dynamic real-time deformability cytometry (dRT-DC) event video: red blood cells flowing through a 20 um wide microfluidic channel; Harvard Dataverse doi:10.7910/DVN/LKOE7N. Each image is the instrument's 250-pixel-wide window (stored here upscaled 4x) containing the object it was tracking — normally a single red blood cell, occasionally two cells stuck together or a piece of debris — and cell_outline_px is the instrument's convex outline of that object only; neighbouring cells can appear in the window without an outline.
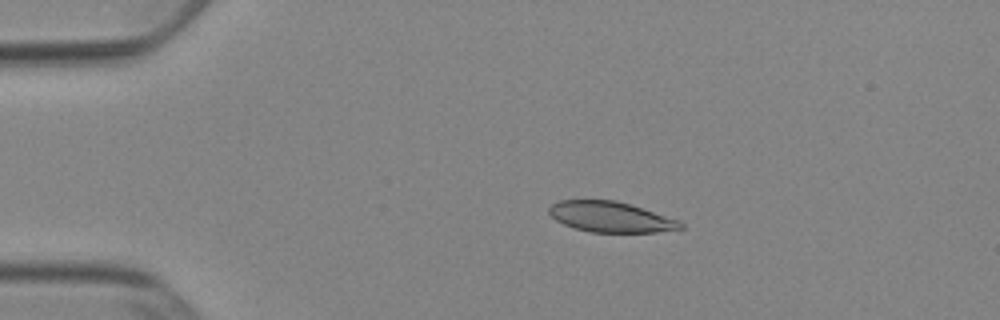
{"species": "Egyptian fruit bat (a non-hibernating species)", "species_latin": "Rousettus aegyptiacus", "temperature_condition": "cold", "stored_images_in_passage": 53, "camera_frame_rate_fps": 3000, "um_per_image_px": 0.085, "animal": {"sex": "female"}, "frame": {"image": 1, "passage_image": 11, "time_ms": 3.333, "image_size_px": [1000, 320], "cell_outline_px": [[684, 228], [656, 232], [592, 232], [572, 228], [556, 220], [548, 212], [548, 208], [552, 204], [560, 200], [616, 200], [680, 220], [684, 224]], "centroid_in_image_um": [51.91, 18.44], "position_along_channel_um": 33.1, "area_um2": 23.35}}
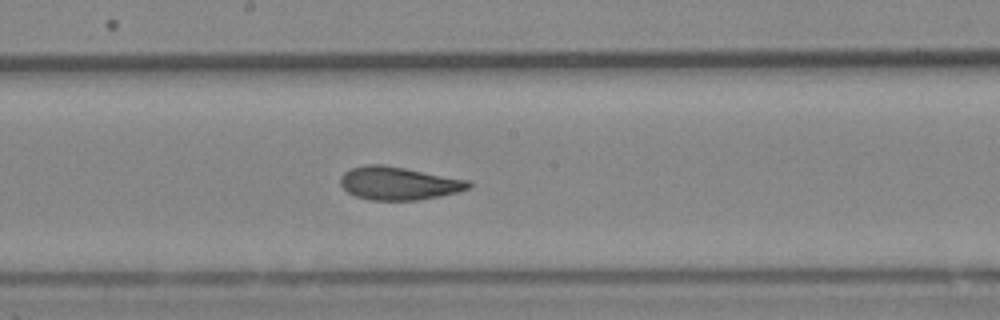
{"frame": {"image": 2, "passage_image": 29, "time_ms": 9.333, "image_size_px": [1000, 320], "cell_outline_px": [[472, 188], [440, 196], [416, 200], [368, 200], [356, 196], [348, 192], [340, 184], [340, 176], [344, 172], [352, 168], [364, 164], [384, 164], [472, 180]], "centroid_in_image_um": [33.91, 15.57], "position_along_channel_um": 214.3, "area_um2": 25.03}}
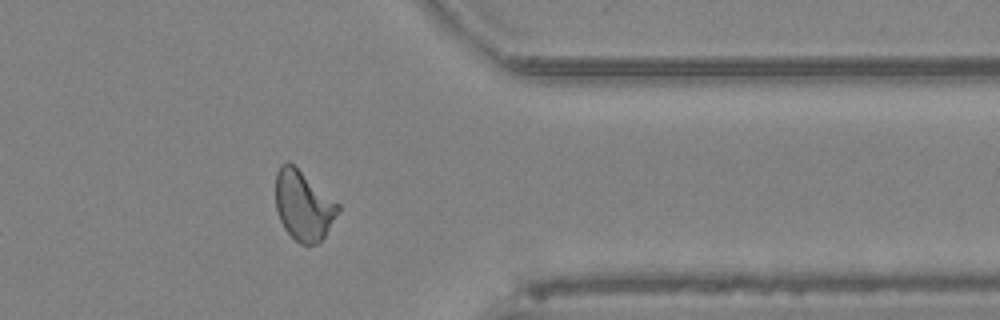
{"frame": {"image": 3, "passage_image": 43, "time_ms": 14.0, "image_size_px": [1000, 320], "cell_outline_px": [[340, 208], [324, 236], [316, 244], [300, 244], [284, 228], [280, 220], [276, 208], [276, 172], [280, 164], [288, 160], [340, 204]], "centroid_in_image_um": [25.77, 17.44], "position_along_channel_um": 385.6, "area_um2": 25.09}, "authors_computed_cell_mechanics": {"area_um2": 24.6806, "velocity_mm_per_s": 3.8792, "shape_relaxation_time_tau1_ms": 4.952, "shape_relaxation_time_tau2_ms": 1.3353, "deformation_change_tau1": 0.1449, "deformation_change_tau2": 0.0735}}